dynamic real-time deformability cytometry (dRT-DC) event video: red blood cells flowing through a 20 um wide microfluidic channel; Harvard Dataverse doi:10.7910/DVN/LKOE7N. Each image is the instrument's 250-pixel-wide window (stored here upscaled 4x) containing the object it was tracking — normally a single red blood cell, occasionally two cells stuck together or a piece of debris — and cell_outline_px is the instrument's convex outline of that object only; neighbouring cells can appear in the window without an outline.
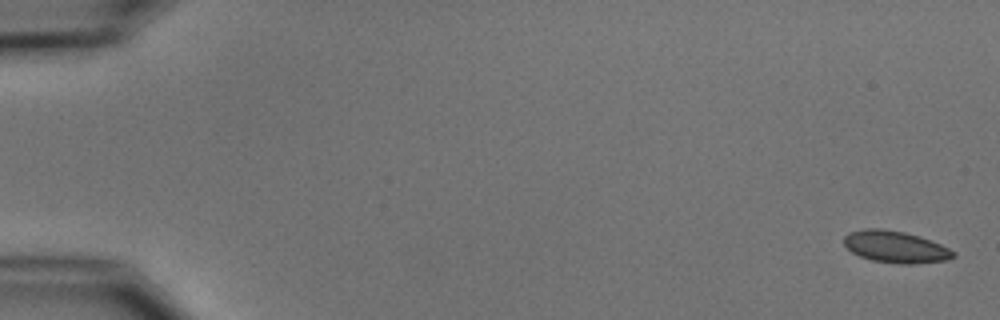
{"species": "common noctule bat (a hibernating species)", "species_latin": "Nyctalus noctula", "temperature_condition": "cold", "stored_images_in_passage": 5, "camera_frame_rate_fps": 3000, "um_per_image_px": 0.085, "animal": {"sex": "male", "body_mass_g": 15.6}, "frame": {"image": 1, "passage_image": 1, "time_ms": 0.0, "image_size_px": [1000, 320], "cell_outline_px": [[956, 256], [948, 260], [916, 264], [900, 264], [872, 260], [860, 256], [852, 252], [844, 244], [844, 236], [848, 232], [864, 228], [880, 228], [904, 232], [920, 236], [940, 244], [956, 252]], "centroid_in_image_um": [76.13, 20.98], "position_along_channel_um": 8.9, "area_um2": 20.4}}
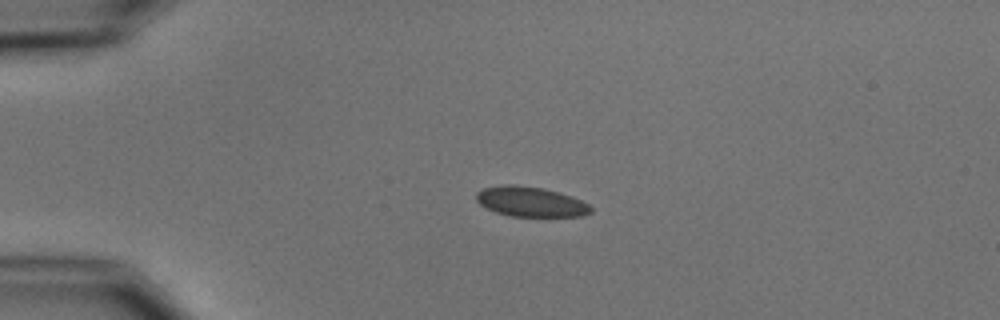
{"frame": {"image": 2, "passage_image": 4, "time_ms": 4.0, "image_size_px": [1000, 320], "cell_outline_px": [[592, 212], [580, 216], [512, 216], [496, 212], [480, 204], [476, 200], [476, 192], [484, 188], [508, 184], [512, 184], [540, 188], [556, 192], [580, 200], [588, 204], [592, 208]], "centroid_in_image_um": [45.08, 17.15], "position_along_channel_um": 39.9, "area_um2": 19.54}}